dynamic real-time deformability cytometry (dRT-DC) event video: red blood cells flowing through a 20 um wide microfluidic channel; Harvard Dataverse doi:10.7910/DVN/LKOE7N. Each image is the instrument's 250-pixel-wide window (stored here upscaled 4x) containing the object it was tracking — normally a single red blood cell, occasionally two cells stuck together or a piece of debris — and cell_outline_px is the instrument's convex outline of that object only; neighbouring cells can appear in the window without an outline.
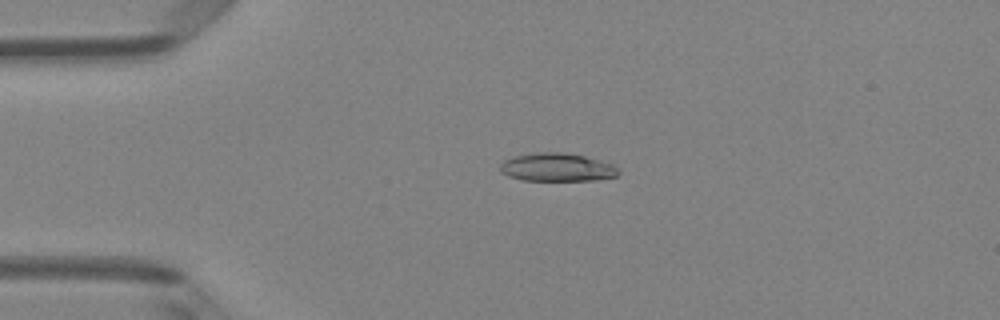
{"species": "Egyptian fruit bat (a non-hibernating species)", "species_latin": "Rousettus aegyptiacus", "temperature_condition": "room temperature", "stored_images_in_passage": 5, "camera_frame_rate_fps": 3000, "um_per_image_px": 0.085, "animal": {"sex": "female"}, "frame": {"image": 1, "passage_image": 4, "time_ms": 3.667, "image_size_px": [1000, 320], "cell_outline_px": [[620, 172], [616, 176], [596, 180], [524, 180], [508, 176], [500, 172], [500, 164], [504, 160], [512, 156], [540, 152], [564, 152], [584, 156], [612, 164]], "centroid_in_image_um": [47.31, 14.22], "position_along_channel_um": 37.7, "area_um2": 19.36}}